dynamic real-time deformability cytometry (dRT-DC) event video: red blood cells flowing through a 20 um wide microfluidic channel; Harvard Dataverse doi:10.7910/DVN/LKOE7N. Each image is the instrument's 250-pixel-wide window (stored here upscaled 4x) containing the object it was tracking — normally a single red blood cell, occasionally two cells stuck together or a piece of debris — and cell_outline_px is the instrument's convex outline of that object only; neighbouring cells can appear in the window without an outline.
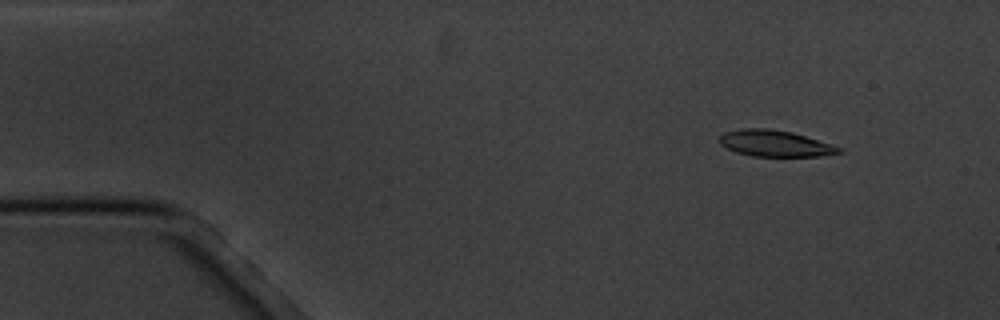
{"species": "common noctule bat (a hibernating species)", "species_latin": "Nyctalus noctula", "temperature_condition": "cold", "stored_images_in_passage": 5, "camera_frame_rate_fps": 3000, "um_per_image_px": 0.085, "animal": {"sex": "male", "body_mass_g": 20.1, "forearm_length_mm": 53.5}, "frame": {"image": 1, "passage_image": 1, "time_ms": 0.0, "image_size_px": [1000, 320], "cell_outline_px": [[844, 152], [820, 156], [752, 156], [736, 152], [720, 144], [716, 140], [724, 132], [740, 128], [768, 128], [792, 132], [840, 148]], "centroid_in_image_um": [65.79, 12.18], "position_along_channel_um": 19.2, "area_um2": 18.15}}
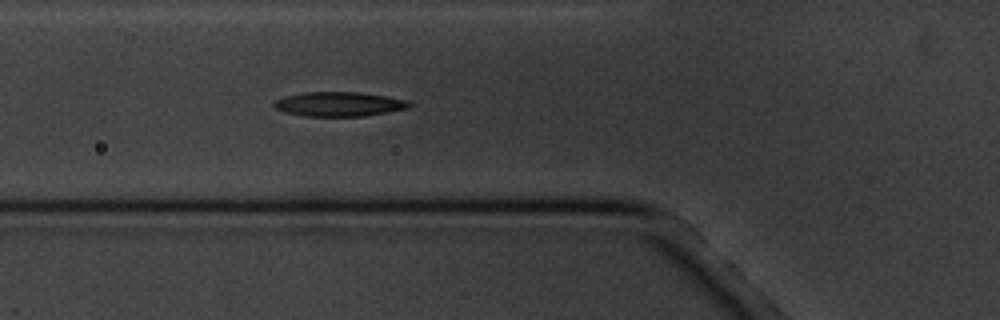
{"frame": {"image": 2, "passage_image": 5, "time_ms": 4.667, "image_size_px": [1000, 320], "cell_outline_px": [[412, 104], [408, 108], [388, 112], [364, 116], [304, 116], [284, 112], [276, 108], [272, 104], [276, 100], [284, 96], [304, 92], [360, 92], [408, 100]], "centroid_in_image_um": [28.81, 8.85], "position_along_channel_um": 97.0, "area_um2": 19.25}}